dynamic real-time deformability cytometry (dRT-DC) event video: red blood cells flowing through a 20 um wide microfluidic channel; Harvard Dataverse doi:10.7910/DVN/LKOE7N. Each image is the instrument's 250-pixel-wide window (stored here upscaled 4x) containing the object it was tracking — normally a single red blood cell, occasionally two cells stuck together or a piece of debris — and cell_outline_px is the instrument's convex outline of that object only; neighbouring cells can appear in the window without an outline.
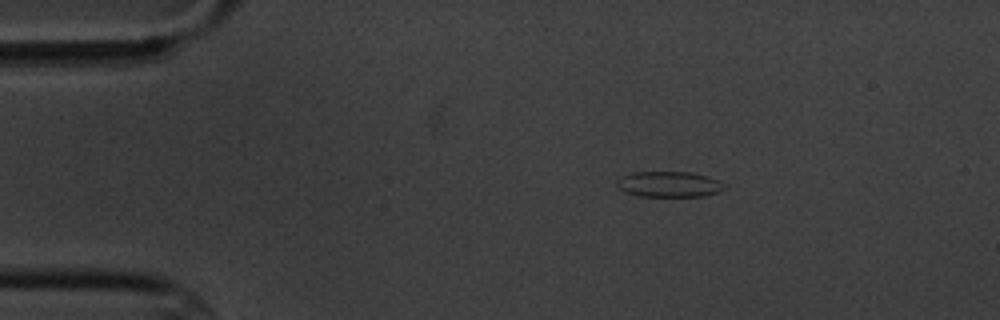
{"species": "common noctule bat (a hibernating species)", "species_latin": "Nyctalus noctula", "temperature_condition": "cold", "stored_images_in_passage": 3, "camera_frame_rate_fps": 3000, "um_per_image_px": 0.085, "animal": {"sex": "male", "body_mass_g": 20.1, "forearm_length_mm": 53.5}, "frame": {"image": 1, "passage_image": 2, "time_ms": 1.0, "image_size_px": [1000, 320], "cell_outline_px": [[728, 188], [720, 192], [704, 196], [640, 196], [628, 192], [620, 188], [616, 184], [616, 180], [620, 176], [632, 172], [692, 172], [708, 176], [724, 184]], "centroid_in_image_um": [56.9, 15.65], "position_along_channel_um": 28.1, "area_um2": 16.13}}